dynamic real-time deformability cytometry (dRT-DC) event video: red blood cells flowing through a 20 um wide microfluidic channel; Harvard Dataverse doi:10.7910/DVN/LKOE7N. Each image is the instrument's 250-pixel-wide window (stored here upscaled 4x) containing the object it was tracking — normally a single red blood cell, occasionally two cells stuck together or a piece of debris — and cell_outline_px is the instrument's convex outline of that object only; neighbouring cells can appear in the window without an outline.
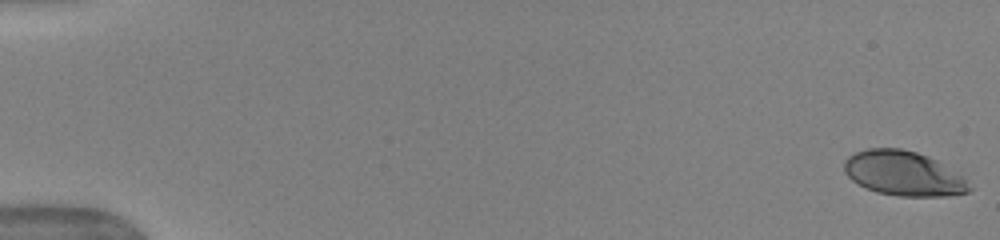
{"species": "human", "species_latin": "Homo sapiens", "temperature_condition": "warm", "stored_images_in_passage": 52, "camera_frame_rate_fps": 3000, "um_per_image_px": 0.085, "donor": {"sex": "female"}, "frame": {"image": 1, "passage_image": 1, "time_ms": 0.0, "image_size_px": [1000, 240], "cell_outline_px": [[972, 188], [968, 192], [944, 196], [900, 196], [876, 192], [852, 180], [844, 172], [844, 160], [848, 156], [856, 152], [868, 148], [900, 148], [916, 152], [928, 156], [936, 160], [960, 176]], "centroid_in_image_um": [76.75, 14.73], "position_along_channel_um": 8.3, "area_um2": 32.08}}
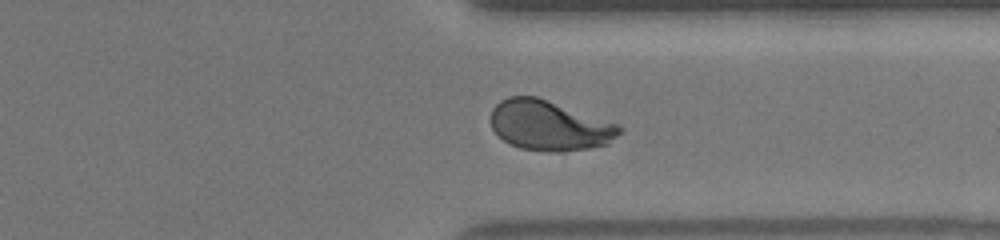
{"frame": {"image": 2, "passage_image": 41, "time_ms": 13.333, "image_size_px": [1000, 240], "cell_outline_px": [[624, 128], [608, 144], [588, 148], [560, 152], [548, 152], [520, 148], [504, 140], [492, 128], [492, 108], [500, 100], [508, 96], [536, 96], [620, 124]], "centroid_in_image_um": [46.72, 10.66], "position_along_channel_um": 364.7, "area_um2": 37.45}}
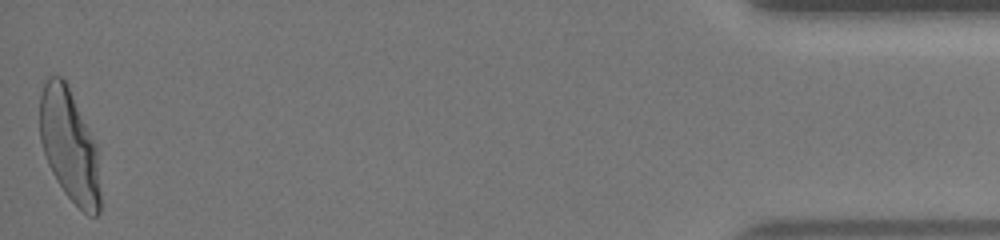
{"frame": {"image": 3, "passage_image": 52, "time_ms": 17.0, "image_size_px": [1000, 240], "cell_outline_px": [[100, 212], [96, 216], [92, 216], [84, 212], [64, 192], [56, 180], [48, 164], [40, 140], [40, 96], [44, 84], [48, 76], [60, 76], [68, 84], [96, 144], [100, 196]], "centroid_in_image_um": [5.89, 12.36], "position_along_channel_um": 429.3, "area_um2": 39.36}, "authors_computed_cell_mechanics": {"area_um2": 37.0787, "velocity_mm_per_s": 3.9609, "shape_relaxation_time_tau1_ms": 3.9573, "shape_relaxation_time_tau2_ms": null, "deformation_change_tau1": 0.2015, "deformation_change_tau2": null}}